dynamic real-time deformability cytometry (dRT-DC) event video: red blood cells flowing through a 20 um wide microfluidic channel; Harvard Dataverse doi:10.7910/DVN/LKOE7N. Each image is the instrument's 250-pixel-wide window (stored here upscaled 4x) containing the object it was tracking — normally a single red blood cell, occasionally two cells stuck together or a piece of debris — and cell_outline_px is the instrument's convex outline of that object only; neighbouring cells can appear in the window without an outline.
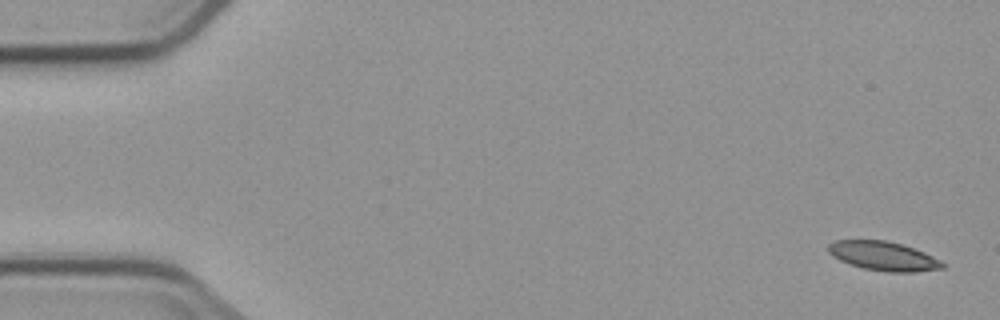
{"species": "common noctule bat (a hibernating species)", "species_latin": "Nyctalus noctula", "temperature_condition": "cold", "stored_images_in_passage": 5, "camera_frame_rate_fps": 3000, "um_per_image_px": 0.085, "animal": {"sex": "male", "body_mass_g": 23.1, "forearm_length_mm": 52.7}, "frame": {"image": 1, "passage_image": 1, "time_ms": 0.0, "image_size_px": [1000, 320], "cell_outline_px": [[944, 268], [916, 272], [888, 272], [864, 268], [840, 260], [832, 256], [828, 252], [828, 244], [836, 240], [884, 240], [900, 244], [924, 252], [940, 260], [944, 264]], "centroid_in_image_um": [75.08, 21.76], "position_along_channel_um": 9.9, "area_um2": 19.13}}
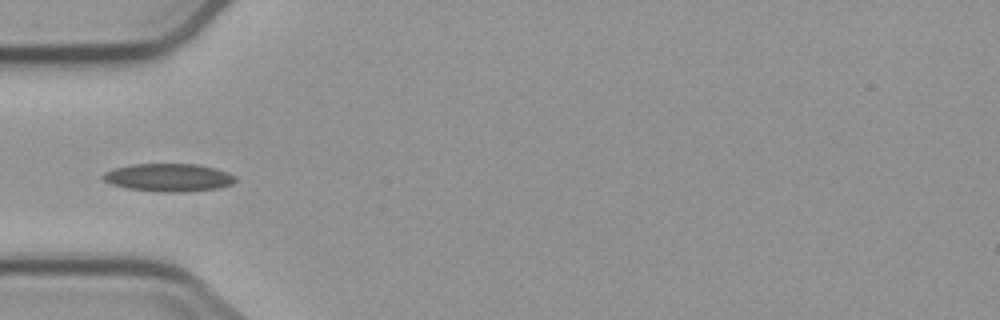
{"frame": {"image": 2, "passage_image": 5, "time_ms": 5.333, "image_size_px": [1000, 320], "cell_outline_px": [[236, 180], [232, 184], [216, 188], [188, 192], [164, 192], [128, 188], [112, 184], [104, 180], [100, 176], [104, 172], [112, 168], [132, 164], [196, 164], [216, 168], [228, 172], [236, 176]], "centroid_in_image_um": [14.33, 15.08], "position_along_channel_um": 70.7, "area_um2": 21.62}}